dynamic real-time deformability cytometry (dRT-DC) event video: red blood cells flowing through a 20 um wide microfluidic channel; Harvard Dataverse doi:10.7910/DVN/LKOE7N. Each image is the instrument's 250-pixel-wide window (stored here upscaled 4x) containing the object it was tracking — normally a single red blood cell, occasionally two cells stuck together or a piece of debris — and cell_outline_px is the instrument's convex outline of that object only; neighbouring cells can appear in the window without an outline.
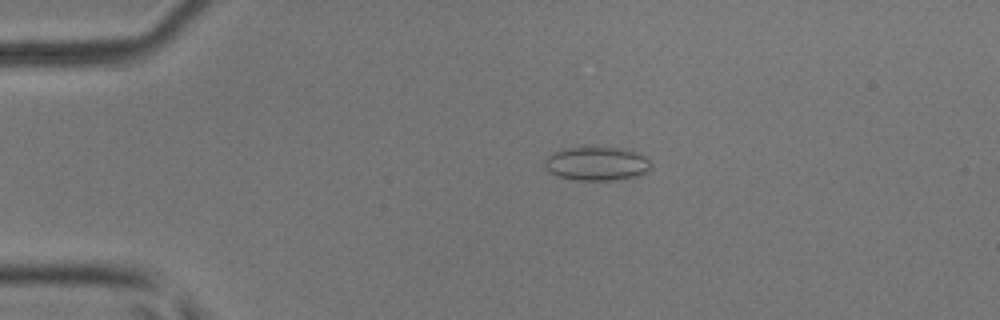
{"species": "common noctule bat (a hibernating species)", "species_latin": "Nyctalus noctula", "temperature_condition": "room temperature", "stored_images_in_passage": 5, "camera_frame_rate_fps": 3000, "um_per_image_px": 0.085, "animal": {"sex": "male", "body_mass_g": 17.9, "forearm_length_mm": 54.2}, "frame": {"image": 1, "passage_image": 4, "time_ms": 1.0, "image_size_px": [1000, 320], "cell_outline_px": [[652, 164], [648, 172], [636, 176], [612, 180], [576, 180], [556, 176], [544, 164], [544, 160], [552, 152], [560, 148], [584, 144], [624, 148], [640, 152]], "centroid_in_image_um": [50.71, 13.84], "position_along_channel_um": 34.3, "area_um2": 21.85}}